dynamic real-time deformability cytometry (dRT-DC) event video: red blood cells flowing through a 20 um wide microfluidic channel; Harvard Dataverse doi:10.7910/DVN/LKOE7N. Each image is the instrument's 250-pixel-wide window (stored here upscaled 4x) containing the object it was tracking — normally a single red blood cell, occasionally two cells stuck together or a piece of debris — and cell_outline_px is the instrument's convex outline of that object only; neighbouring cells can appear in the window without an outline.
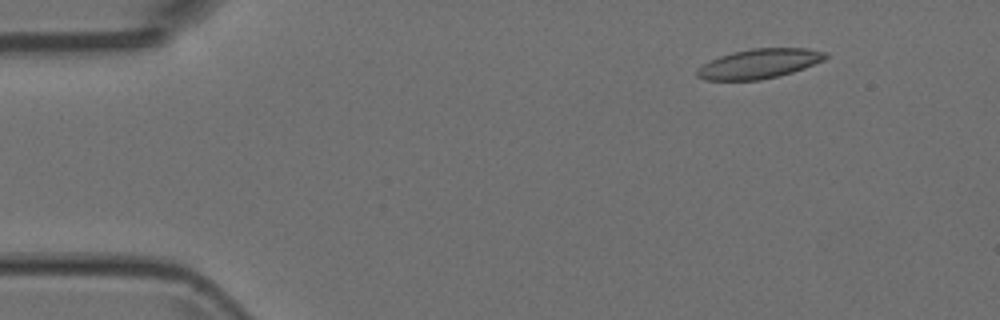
{"species": "Egyptian fruit bat (a non-hibernating species)", "species_latin": "Rousettus aegyptiacus", "temperature_condition": "room temperature", "stored_images_in_passage": 46, "camera_frame_rate_fps": 3000, "um_per_image_px": 0.085, "animal": {"sex": "female"}, "frame": {"image": 1, "passage_image": 1, "time_ms": 0.0, "image_size_px": [1000, 320], "cell_outline_px": [[828, 56], [824, 60], [804, 68], [780, 76], [760, 80], [704, 80], [696, 76], [696, 68], [720, 56], [732, 52], [752, 48], [808, 48], [828, 52]], "centroid_in_image_um": [64.54, 5.41], "position_along_channel_um": 20.5, "area_um2": 22.25}}
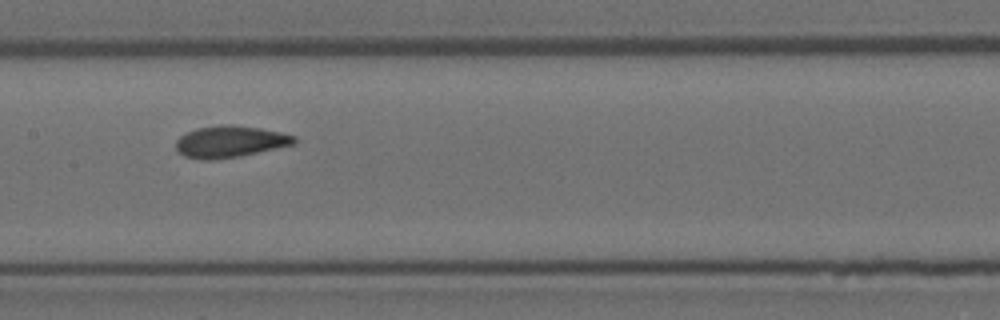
{"frame": {"image": 2, "passage_image": 20, "time_ms": 6.333, "image_size_px": [1000, 320], "cell_outline_px": [[296, 144], [240, 156], [212, 160], [200, 160], [184, 156], [176, 148], [176, 140], [180, 136], [196, 128], [220, 124], [232, 124], [260, 128], [280, 132], [296, 136]], "centroid_in_image_um": [19.56, 12.03], "position_along_channel_um": 187.8, "area_um2": 21.96}}
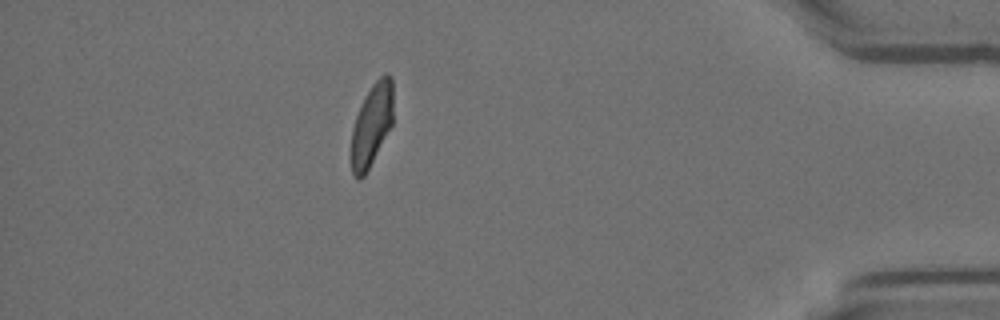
{"frame": {"image": 3, "passage_image": 40, "time_ms": 13.0, "image_size_px": [1000, 320], "cell_outline_px": [[392, 124], [364, 176], [360, 180], [356, 180], [352, 172], [352, 128], [356, 116], [364, 96], [372, 84], [380, 76], [388, 72], [392, 76]], "centroid_in_image_um": [31.59, 10.58], "position_along_channel_um": 403.6, "area_um2": 19.88}}